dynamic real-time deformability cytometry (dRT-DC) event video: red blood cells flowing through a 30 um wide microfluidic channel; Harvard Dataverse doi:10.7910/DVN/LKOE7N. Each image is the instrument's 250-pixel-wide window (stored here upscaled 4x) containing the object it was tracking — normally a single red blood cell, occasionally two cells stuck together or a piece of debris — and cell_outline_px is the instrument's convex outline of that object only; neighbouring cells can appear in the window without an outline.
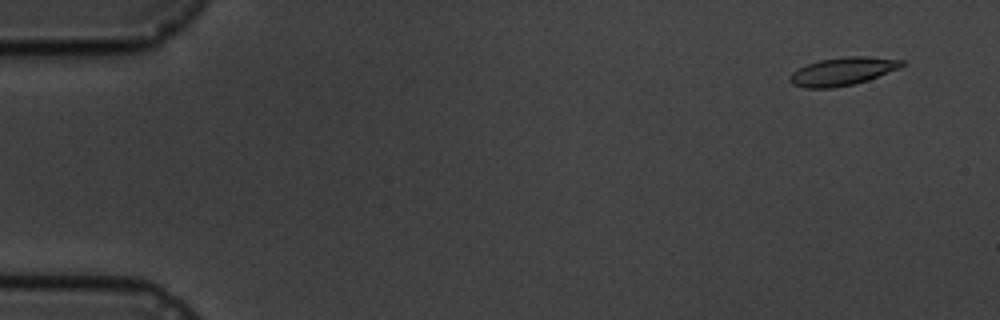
{"species": "common noctule bat (a hibernating species)", "species_latin": "Nyctalus noctula", "temperature_condition": "cold", "stored_images_in_passage": 5, "camera_frame_rate_fps": 3000, "um_per_image_px": 0.085, "animal": {"sex": "male", "body_mass_g": 19.5, "forearm_length_mm": 54.6}, "frame": {"image": 1, "passage_image": 2, "time_ms": 1.0, "image_size_px": [1000, 320], "cell_outline_px": [[904, 64], [900, 68], [868, 80], [852, 84], [832, 88], [804, 88], [792, 84], [788, 80], [788, 76], [792, 72], [808, 64], [820, 60], [848, 56], [864, 56], [904, 60]], "centroid_in_image_um": [71.6, 6.07], "position_along_channel_um": 13.4, "area_um2": 18.21}}
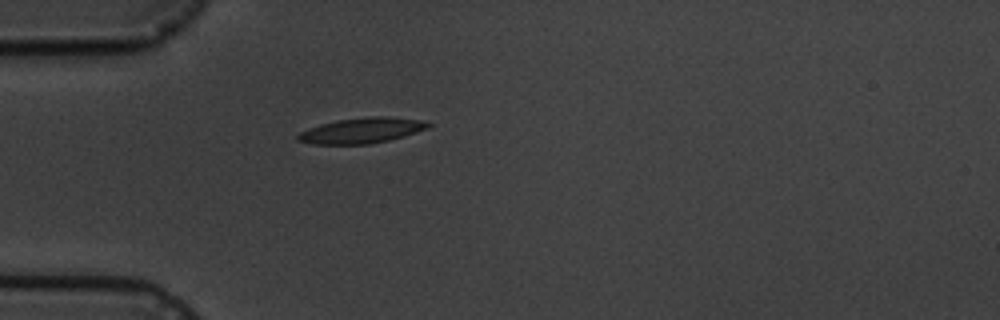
{"frame": {"image": 2, "passage_image": 5, "time_ms": 5.333, "image_size_px": [1000, 320], "cell_outline_px": [[432, 124], [428, 128], [404, 136], [388, 140], [368, 144], [312, 144], [296, 140], [296, 136], [300, 132], [308, 128], [320, 124], [336, 120], [368, 116], [384, 116], [420, 120]], "centroid_in_image_um": [30.7, 11.09], "position_along_channel_um": 54.3, "area_um2": 19.31}}